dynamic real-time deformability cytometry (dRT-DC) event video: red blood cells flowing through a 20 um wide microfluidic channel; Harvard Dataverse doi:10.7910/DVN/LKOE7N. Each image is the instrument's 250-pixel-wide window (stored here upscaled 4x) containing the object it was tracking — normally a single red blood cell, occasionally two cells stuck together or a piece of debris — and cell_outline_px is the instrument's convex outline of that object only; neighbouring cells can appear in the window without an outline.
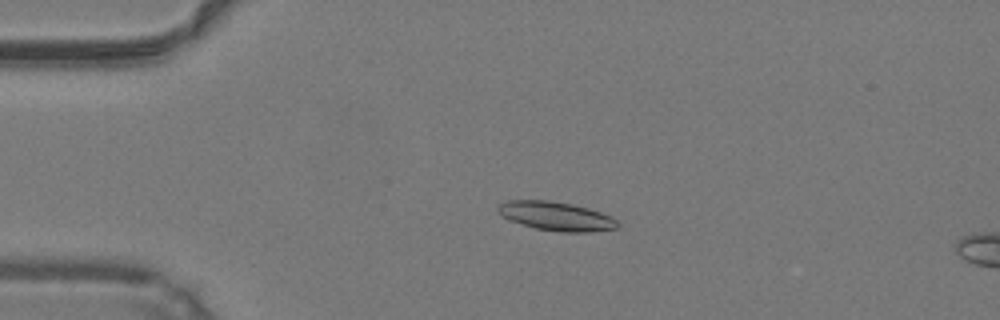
{"species": "common noctule bat (a hibernating species)", "species_latin": "Nyctalus noctula", "temperature_condition": "warm", "stored_images_in_passage": 16, "camera_frame_rate_fps": 3000, "um_per_image_px": 0.085, "animal": {"sex": "male", "body_mass_g": 19.2, "forearm_length_mm": 51.8}, "frame": {"image": 1, "passage_image": 12, "time_ms": 3.667, "image_size_px": [1000, 320], "cell_outline_px": [[620, 224], [616, 228], [588, 232], [564, 232], [536, 228], [508, 220], [500, 216], [496, 212], [496, 208], [500, 204], [508, 200], [548, 200], [572, 204], [588, 208], [612, 216]], "centroid_in_image_um": [47.23, 18.37], "position_along_channel_um": 37.8, "area_um2": 20.17}}